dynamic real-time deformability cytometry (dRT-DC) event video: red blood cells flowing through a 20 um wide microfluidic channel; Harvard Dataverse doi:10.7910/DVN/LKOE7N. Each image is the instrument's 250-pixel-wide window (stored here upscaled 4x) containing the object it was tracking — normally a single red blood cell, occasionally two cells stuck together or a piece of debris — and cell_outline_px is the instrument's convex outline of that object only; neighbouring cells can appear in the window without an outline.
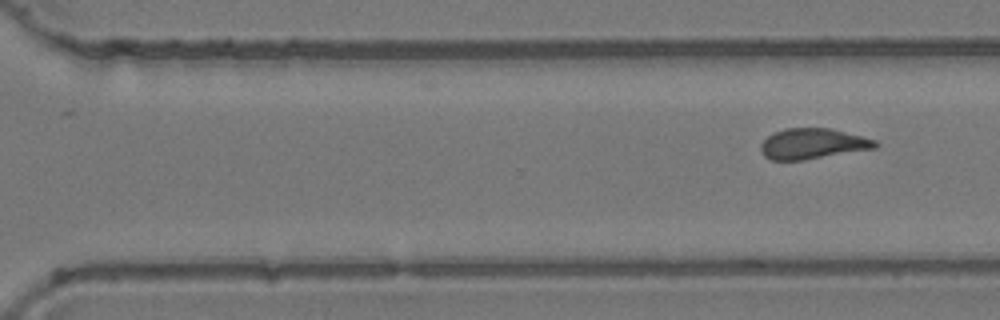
{"species": "common noctule bat (a hibernating species)", "species_latin": "Nyctalus noctula", "temperature_condition": "room temperature", "stored_images_in_passage": 10, "segment_of_instrument_passage": [2, 2], "camera_frame_rate_fps": 3000, "um_per_image_px": 0.085, "animal": {"sex": "female", "body_mass_g": 24.6, "forearm_length_mm": 56.2}, "frame": {"image": 1, "passage_image": 10, "time_ms": 10.667, "image_size_px": [1000, 320], "cell_outline_px": [[880, 144], [876, 148], [804, 160], [772, 160], [764, 156], [760, 148], [760, 144], [772, 132], [784, 128], [832, 128], [876, 140]], "centroid_in_image_um": [69.08, 12.21], "position_along_channel_um": 301.5, "area_um2": 20.52}}